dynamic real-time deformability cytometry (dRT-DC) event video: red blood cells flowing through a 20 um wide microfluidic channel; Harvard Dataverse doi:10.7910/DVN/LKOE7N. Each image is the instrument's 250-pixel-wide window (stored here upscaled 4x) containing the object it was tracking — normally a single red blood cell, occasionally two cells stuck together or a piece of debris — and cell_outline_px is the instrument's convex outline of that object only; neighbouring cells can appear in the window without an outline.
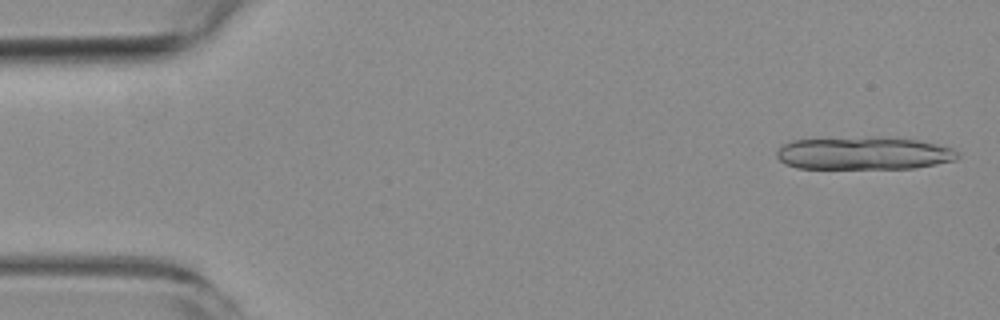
{"species": "common noctule bat (a hibernating species)", "species_latin": "Nyctalus noctula", "temperature_condition": "room temperature", "stored_images_in_passage": 5, "camera_frame_rate_fps": 3000, "um_per_image_px": 0.085, "animal": {"sex": "female", "body_mass_g": 19.3, "forearm_length_mm": 54.1}, "frame": {"image": 1, "passage_image": 1, "time_ms": 0.0, "image_size_px": [1000, 320], "cell_outline_px": [[960, 156], [956, 160], [916, 168], [796, 168], [784, 164], [776, 156], [776, 152], [784, 144], [792, 140], [920, 140], [952, 148]], "centroid_in_image_um": [73.43, 13.09], "position_along_channel_um": 11.6, "area_um2": 32.95}}